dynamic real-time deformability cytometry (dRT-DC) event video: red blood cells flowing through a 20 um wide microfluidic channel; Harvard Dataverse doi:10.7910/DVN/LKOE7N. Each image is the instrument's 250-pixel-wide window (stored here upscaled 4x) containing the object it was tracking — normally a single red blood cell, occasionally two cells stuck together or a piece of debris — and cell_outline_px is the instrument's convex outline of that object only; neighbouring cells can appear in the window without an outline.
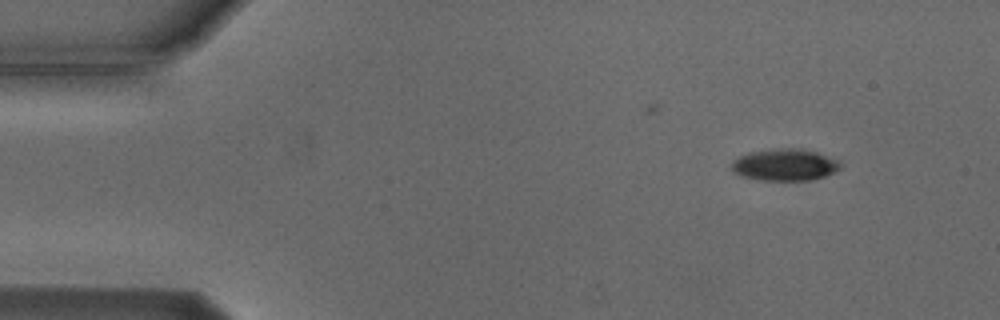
{"species": "Egyptian fruit bat (a non-hibernating species)", "species_latin": "Rousettus aegyptiacus", "temperature_condition": "cold", "stored_images_in_passage": 5, "segment_of_instrument_passage": [2, 2], "camera_frame_rate_fps": 3000, "um_per_image_px": 0.085, "animal": {"sex": "male"}, "frame": {"image": 1, "passage_image": 5, "time_ms": 5.667, "image_size_px": [1000, 320], "cell_outline_px": [[840, 168], [836, 172], [812, 180], [756, 180], [740, 176], [732, 172], [732, 160], [748, 152], [788, 148], [800, 148], [816, 152], [836, 160], [840, 164]], "centroid_in_image_um": [66.67, 14.02], "position_along_channel_um": 18.3, "area_um2": 20.11}}